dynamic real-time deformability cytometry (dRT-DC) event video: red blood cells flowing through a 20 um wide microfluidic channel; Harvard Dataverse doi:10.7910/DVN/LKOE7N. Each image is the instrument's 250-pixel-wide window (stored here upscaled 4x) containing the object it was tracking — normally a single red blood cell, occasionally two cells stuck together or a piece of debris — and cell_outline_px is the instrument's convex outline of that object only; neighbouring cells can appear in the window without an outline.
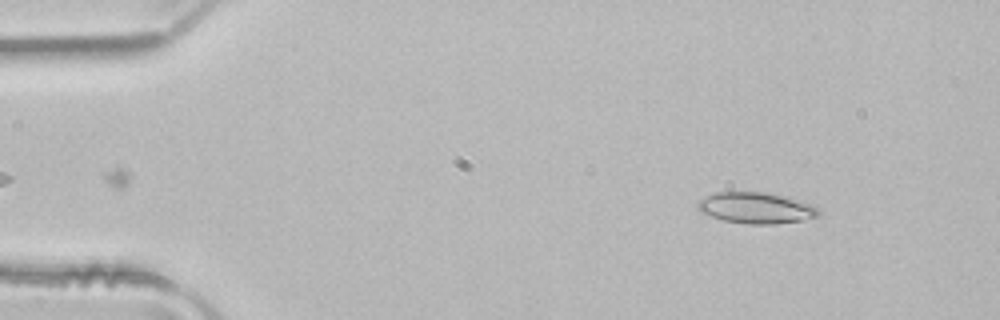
{"species": "common noctule bat (a hibernating species)", "species_latin": "Nyctalus noctula", "temperature_condition": "room temperature", "stored_images_in_passage": 49, "camera_frame_rate_fps": 3000, "um_per_image_px": 0.085, "animal": {"sex": "male", "body_mass_g": 21.5, "forearm_length_mm": 52.0}, "frame": {"image": 1, "passage_image": 5, "time_ms": 1.333, "image_size_px": [1000, 320], "cell_outline_px": [[820, 216], [804, 220], [776, 224], [748, 224], [724, 220], [700, 212], [696, 208], [696, 204], [700, 200], [716, 192], [764, 192], [784, 196], [800, 200], [816, 208], [820, 212]], "centroid_in_image_um": [64.26, 17.68], "position_along_channel_um": 20.7, "area_um2": 21.79}}
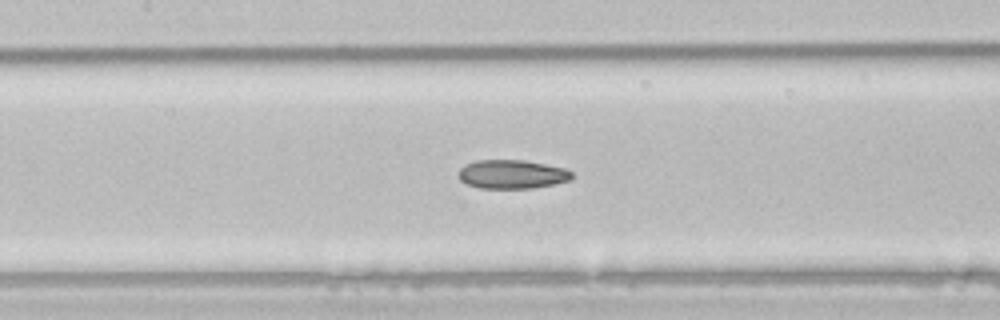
{"frame": {"image": 2, "passage_image": 22, "time_ms": 7.0, "image_size_px": [1000, 320], "cell_outline_px": [[572, 176], [568, 180], [552, 184], [532, 188], [480, 188], [468, 184], [460, 180], [460, 168], [464, 164], [476, 160], [520, 160], [544, 164], [564, 168], [572, 172]], "centroid_in_image_um": [43.48, 14.81], "position_along_channel_um": 163.9, "area_um2": 18.73}}
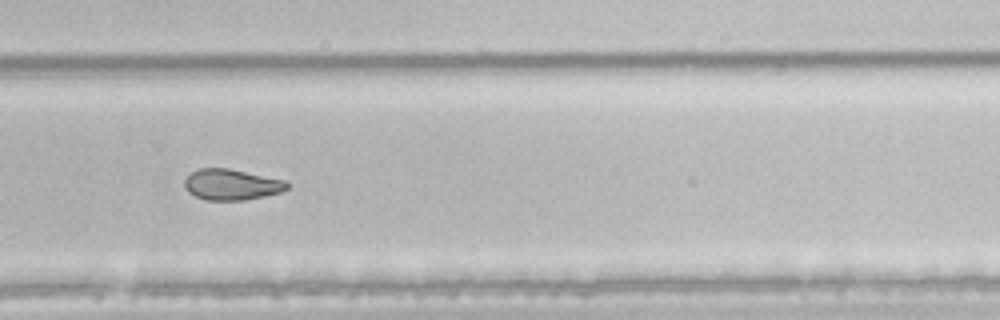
{"frame": {"image": 3, "passage_image": 33, "time_ms": 10.667, "image_size_px": [1000, 320], "cell_outline_px": [[288, 188], [280, 192], [264, 196], [244, 200], [208, 200], [196, 196], [188, 192], [184, 188], [184, 180], [196, 168], [228, 168], [284, 180], [288, 184]], "centroid_in_image_um": [19.64, 15.68], "position_along_channel_um": 310.2, "area_um2": 18.32}, "authors_computed_cell_mechanics": {"area_um2": 18.785, "velocity_mm_per_s": 4.0064, "shape_relaxation_time_tau1_ms": null, "shape_relaxation_time_tau2_ms": 4.7614, "deformation_change_tau1": null, "deformation_change_tau2": 0.0995}}